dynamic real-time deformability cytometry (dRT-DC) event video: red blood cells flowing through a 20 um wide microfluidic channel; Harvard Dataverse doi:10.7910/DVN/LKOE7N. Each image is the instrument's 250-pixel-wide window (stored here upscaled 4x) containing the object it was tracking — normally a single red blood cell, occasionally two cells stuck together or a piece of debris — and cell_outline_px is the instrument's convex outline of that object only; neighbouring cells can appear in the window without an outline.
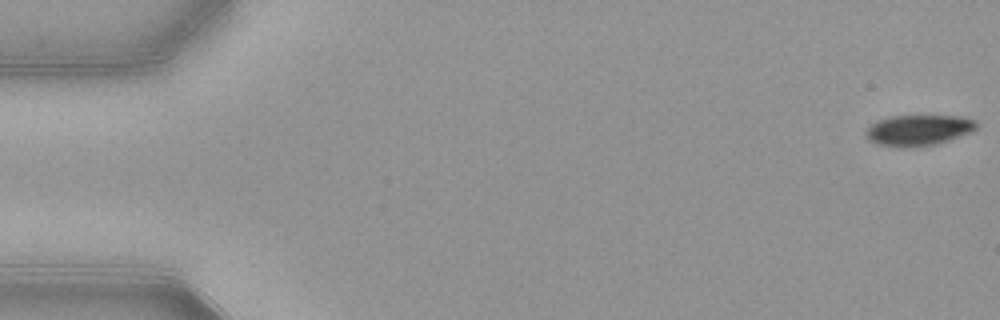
{"species": "common noctule bat (a hibernating species)", "species_latin": "Nyctalus noctula", "temperature_condition": "warm", "stored_images_in_passage": 53, "camera_frame_rate_fps": 3000, "um_per_image_px": 0.085, "animal": {"sex": "female", "body_mass_g": 21.9}, "frame": {"image": 1, "passage_image": 1, "time_ms": 0.0, "image_size_px": [1000, 320], "cell_outline_px": [[980, 124], [972, 132], [936, 144], [916, 148], [896, 148], [876, 144], [868, 140], [864, 136], [864, 132], [872, 124], [880, 120], [892, 116], [960, 116], [976, 120]], "centroid_in_image_um": [78.06, 11.09], "position_along_channel_um": 6.9, "area_um2": 20.23}}
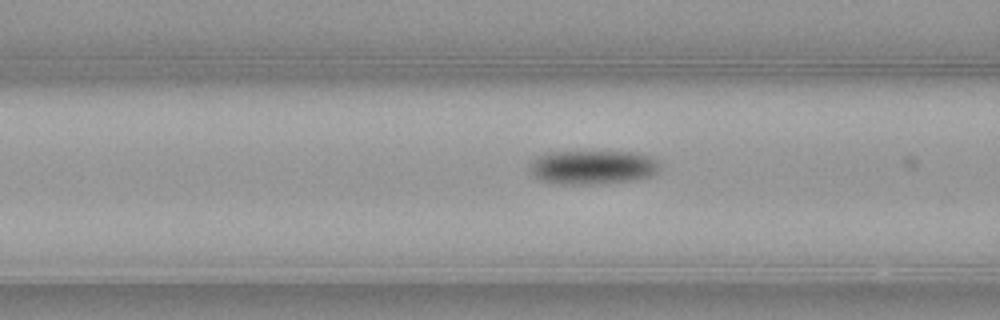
{"frame": {"image": 2, "passage_image": 21, "time_ms": 6.667, "image_size_px": [1000, 320], "cell_outline_px": [[660, 168], [652, 176], [632, 180], [588, 184], [564, 184], [540, 180], [528, 168], [532, 160], [536, 156], [548, 152], [632, 152], [652, 156], [660, 164]], "centroid_in_image_um": [50.38, 14.2], "position_along_channel_um": 116.2, "area_um2": 25.66}}
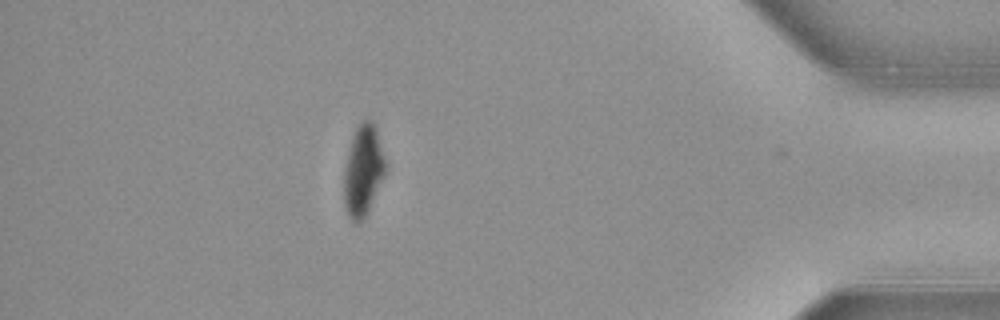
{"frame": {"image": 3, "passage_image": 47, "time_ms": 15.333, "image_size_px": [1000, 320], "cell_outline_px": [[384, 172], [368, 212], [360, 224], [352, 224], [344, 208], [344, 168], [352, 136], [356, 128], [368, 116], [372, 120], [376, 128], [384, 160]], "centroid_in_image_um": [30.82, 14.54], "position_along_channel_um": 404.4, "area_um2": 21.73}, "authors_computed_cell_mechanics": {"area_um2": 23.5824, "velocity_mm_per_s": 3.8924, "shape_relaxation_time_tau1_ms": 3.2972, "shape_relaxation_time_tau2_ms": null, "deformation_change_tau1": 0.1603, "deformation_change_tau2": null}}